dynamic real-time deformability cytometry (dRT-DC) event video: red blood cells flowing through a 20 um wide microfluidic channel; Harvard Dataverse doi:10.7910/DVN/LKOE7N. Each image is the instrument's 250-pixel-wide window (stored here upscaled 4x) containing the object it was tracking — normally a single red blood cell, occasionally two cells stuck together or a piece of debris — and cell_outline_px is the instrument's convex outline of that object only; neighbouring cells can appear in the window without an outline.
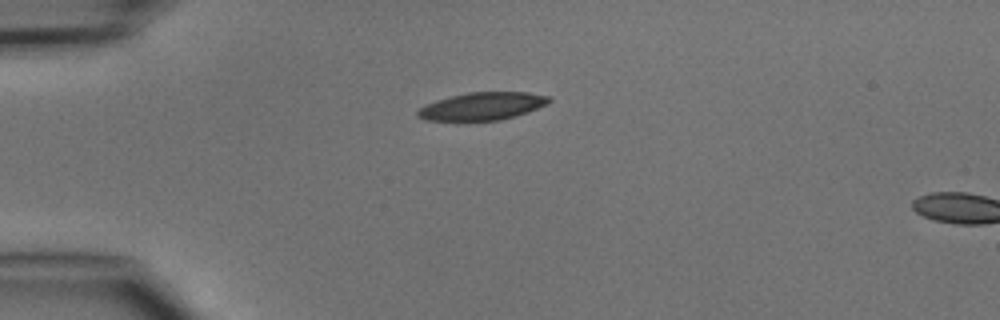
{"species": "common noctule bat (a hibernating species)", "species_latin": "Nyctalus noctula", "temperature_condition": "cold", "stored_images_in_passage": 2, "camera_frame_rate_fps": 3000, "um_per_image_px": 0.085, "animal": {"sex": "male", "body_mass_g": 15.6}, "frame": {"image": 1, "passage_image": 1, "time_ms": 0.0, "image_size_px": [1000, 320], "cell_outline_px": [[552, 100], [548, 104], [528, 112], [516, 116], [500, 120], [424, 120], [416, 116], [416, 112], [424, 104], [436, 100], [468, 92], [528, 92], [548, 96]], "centroid_in_image_um": [41.0, 9.02], "position_along_channel_um": 44.0, "area_um2": 21.21}}